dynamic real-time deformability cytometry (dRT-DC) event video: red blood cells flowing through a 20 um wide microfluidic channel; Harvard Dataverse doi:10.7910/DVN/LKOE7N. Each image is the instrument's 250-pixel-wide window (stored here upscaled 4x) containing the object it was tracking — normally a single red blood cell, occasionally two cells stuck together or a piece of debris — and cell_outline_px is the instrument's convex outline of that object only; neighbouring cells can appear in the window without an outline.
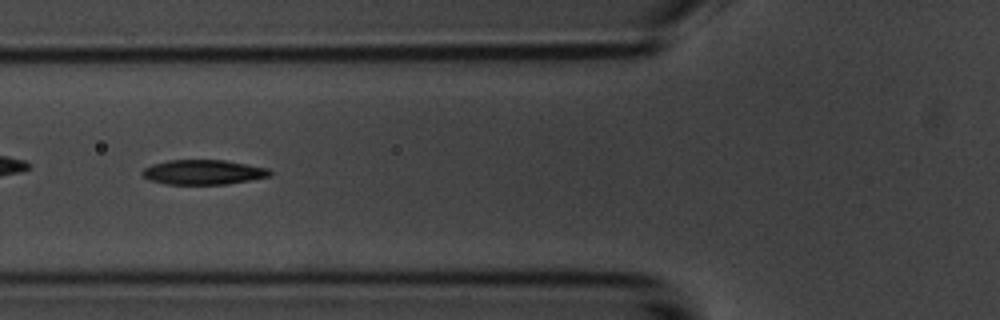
{"species": "common noctule bat (a hibernating species)", "species_latin": "Nyctalus noctula", "temperature_condition": "room temperature", "stored_images_in_passage": 6, "camera_frame_rate_fps": 3000, "um_per_image_px": 0.085, "animal": {"sex": "male", "body_mass_g": 20.1, "forearm_length_mm": 53.5}, "frame": {"image": 1, "passage_image": 6, "time_ms": 6.0, "image_size_px": [1000, 320], "cell_outline_px": [[272, 176], [224, 184], [164, 184], [148, 180], [140, 176], [140, 172], [144, 168], [152, 164], [168, 160], [224, 160], [268, 168], [272, 172]], "centroid_in_image_um": [17.21, 14.63], "position_along_channel_um": 108.6, "area_um2": 18.5}}